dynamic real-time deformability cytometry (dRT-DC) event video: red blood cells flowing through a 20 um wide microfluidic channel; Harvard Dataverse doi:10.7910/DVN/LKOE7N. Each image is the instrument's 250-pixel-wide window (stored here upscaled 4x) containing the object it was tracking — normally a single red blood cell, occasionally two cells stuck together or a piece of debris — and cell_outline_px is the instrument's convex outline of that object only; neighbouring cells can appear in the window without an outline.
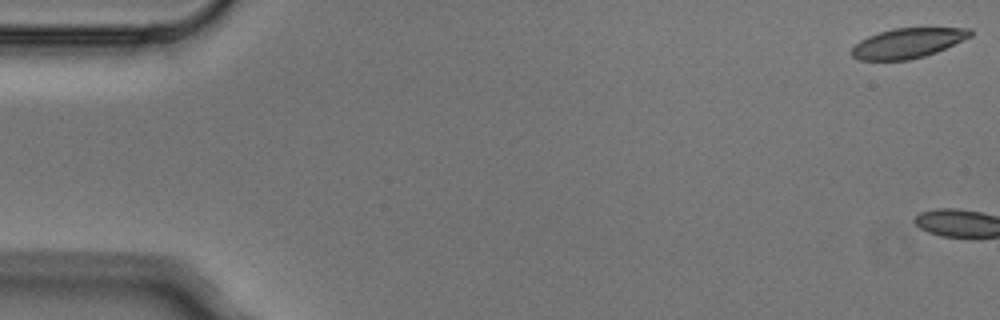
{"species": "Egyptian fruit bat (a non-hibernating species)", "species_latin": "Rousettus aegyptiacus", "temperature_condition": "cold", "stored_images_in_passage": 3, "camera_frame_rate_fps": 3000, "um_per_image_px": 0.085, "animal": {"sex": "male"}, "frame": {"image": 1, "passage_image": 1, "time_ms": 0.0, "image_size_px": [1000, 320], "cell_outline_px": [[972, 36], [936, 52], [924, 56], [908, 60], [860, 60], [852, 56], [848, 52], [860, 40], [868, 36], [892, 28], [972, 28]], "centroid_in_image_um": [77.13, 3.66], "position_along_channel_um": 7.9, "area_um2": 20.63}}